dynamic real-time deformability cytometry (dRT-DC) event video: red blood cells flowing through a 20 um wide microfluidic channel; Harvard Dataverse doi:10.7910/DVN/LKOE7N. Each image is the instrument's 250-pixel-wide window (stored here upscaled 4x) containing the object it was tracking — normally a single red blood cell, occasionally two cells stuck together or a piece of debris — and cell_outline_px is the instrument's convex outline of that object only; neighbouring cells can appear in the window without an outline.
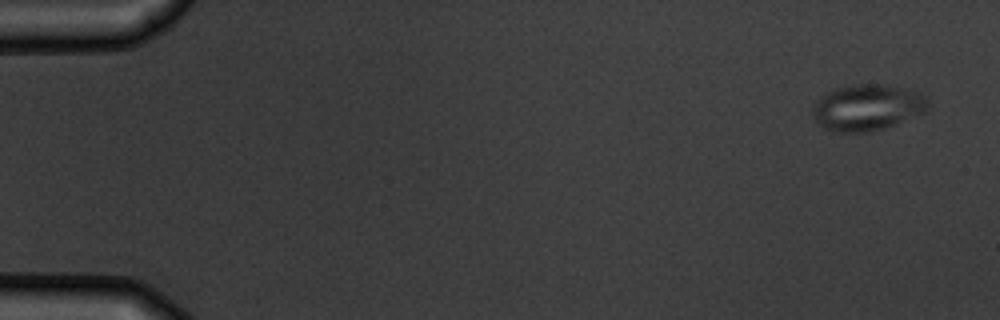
{"species": "common noctule bat (a hibernating species)", "species_latin": "Nyctalus noctula", "temperature_condition": "warm", "stored_images_in_passage": 5, "camera_frame_rate_fps": 3000, "um_per_image_px": 0.085, "animal": {"sex": "male", "body_mass_g": 19.5, "forearm_length_mm": 54.6}, "frame": {"image": 1, "passage_image": 1, "time_ms": 0.0, "image_size_px": [1000, 320], "cell_outline_px": [[928, 108], [924, 112], [884, 128], [868, 132], [836, 132], [824, 128], [812, 116], [812, 108], [816, 100], [820, 96], [836, 88], [852, 84], [884, 84], [916, 92], [928, 96]], "centroid_in_image_um": [73.69, 9.13], "position_along_channel_um": 11.3, "area_um2": 30.92}}